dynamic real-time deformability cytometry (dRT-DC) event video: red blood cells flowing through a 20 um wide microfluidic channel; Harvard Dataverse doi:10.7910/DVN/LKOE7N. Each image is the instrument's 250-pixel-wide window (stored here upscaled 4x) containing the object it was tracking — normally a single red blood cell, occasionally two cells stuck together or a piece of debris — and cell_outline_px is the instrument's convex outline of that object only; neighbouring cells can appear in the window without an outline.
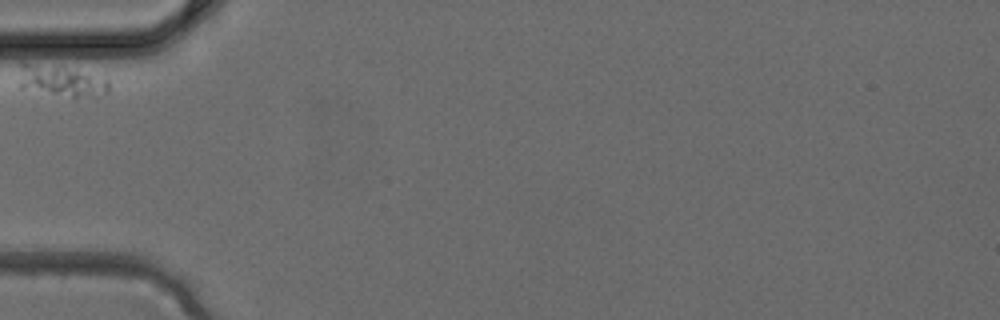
{"species": "common noctule bat (a hibernating species)", "species_latin": "Nyctalus noctula", "temperature_condition": "cold", "stored_images_in_passage": 1, "camera_frame_rate_fps": 3000, "um_per_image_px": 0.085, "animal": {"sex": "female", "body_mass_g": 24.6, "forearm_length_mm": 56.2}, "frame": {"image": 1, "passage_image": 1, "time_ms": 0.0, "image_size_px": [1000, 320], "cell_outline_px": [[112, 88], [108, 92], [96, 96], [72, 96], [16, 88], [16, 84], [20, 60], [64, 68], [108, 80], [112, 84]], "centroid_in_image_um": [5.05, 6.86], "position_along_channel_um": 79.9, "area_um2": 16.3}}